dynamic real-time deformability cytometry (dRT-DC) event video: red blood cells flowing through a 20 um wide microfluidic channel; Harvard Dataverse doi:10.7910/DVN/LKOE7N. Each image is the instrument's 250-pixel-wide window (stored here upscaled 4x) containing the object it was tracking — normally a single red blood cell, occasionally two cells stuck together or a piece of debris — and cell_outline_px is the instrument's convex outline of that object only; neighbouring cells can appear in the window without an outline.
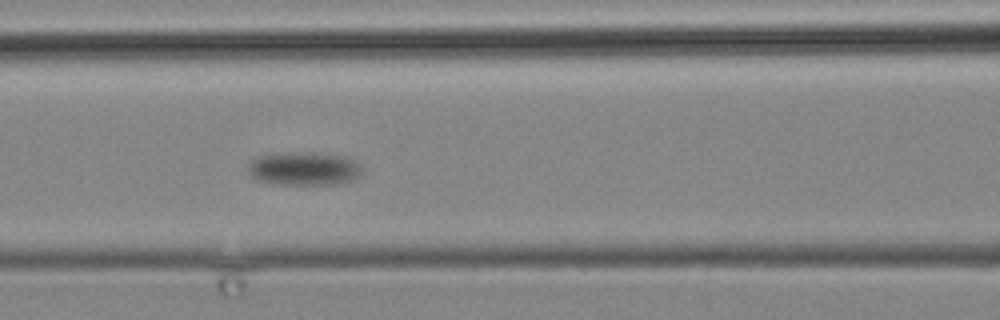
{"species": "common noctule bat (a hibernating species)", "species_latin": "Nyctalus noctula", "temperature_condition": "cold", "stored_images_in_passage": 7, "camera_frame_rate_fps": 3000, "um_per_image_px": 0.085, "animal": {"sex": "male", "body_mass_g": 19.2, "forearm_length_mm": 51.8}, "frame": {"image": 1, "passage_image": 6, "time_ms": 7.0, "image_size_px": [1000, 320], "cell_outline_px": [[360, 176], [356, 180], [340, 184], [276, 184], [256, 180], [248, 172], [248, 164], [256, 156], [348, 156], [356, 160], [360, 168]], "centroid_in_image_um": [25.88, 14.42], "position_along_channel_um": 140.7, "area_um2": 20.92}}